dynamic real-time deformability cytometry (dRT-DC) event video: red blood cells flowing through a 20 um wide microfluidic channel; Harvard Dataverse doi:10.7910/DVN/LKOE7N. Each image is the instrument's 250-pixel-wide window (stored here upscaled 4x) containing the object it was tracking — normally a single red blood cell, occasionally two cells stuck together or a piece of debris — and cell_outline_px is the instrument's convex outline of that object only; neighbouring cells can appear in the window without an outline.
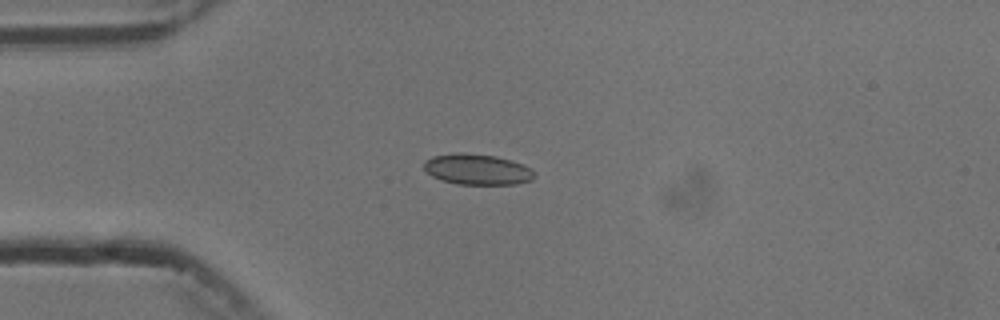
{"species": "common noctule bat (a hibernating species)", "species_latin": "Nyctalus noctula", "temperature_condition": "cold", "stored_images_in_passage": 4, "camera_frame_rate_fps": 3000, "um_per_image_px": 0.085, "animal": {"sex": "male", "body_mass_g": 13.3}, "frame": {"image": 1, "passage_image": 3, "time_ms": 2.333, "image_size_px": [1000, 320], "cell_outline_px": [[536, 176], [532, 180], [516, 184], [456, 184], [440, 180], [432, 176], [424, 168], [424, 160], [432, 156], [452, 152], [464, 152], [496, 156], [524, 164]], "centroid_in_image_um": [40.53, 14.38], "position_along_channel_um": 44.5, "area_um2": 19.94}}
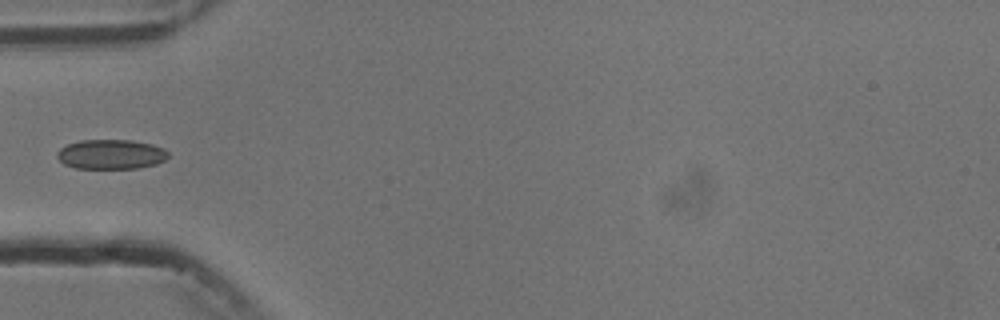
{"frame": {"image": 2, "passage_image": 4, "time_ms": 3.667, "image_size_px": [1000, 320], "cell_outline_px": [[168, 156], [164, 160], [156, 164], [140, 168], [76, 168], [64, 164], [56, 156], [56, 152], [60, 148], [68, 144], [80, 140], [132, 140], [152, 144], [164, 148], [168, 152]], "centroid_in_image_um": [9.43, 13.11], "position_along_channel_um": 75.6, "area_um2": 19.25}}